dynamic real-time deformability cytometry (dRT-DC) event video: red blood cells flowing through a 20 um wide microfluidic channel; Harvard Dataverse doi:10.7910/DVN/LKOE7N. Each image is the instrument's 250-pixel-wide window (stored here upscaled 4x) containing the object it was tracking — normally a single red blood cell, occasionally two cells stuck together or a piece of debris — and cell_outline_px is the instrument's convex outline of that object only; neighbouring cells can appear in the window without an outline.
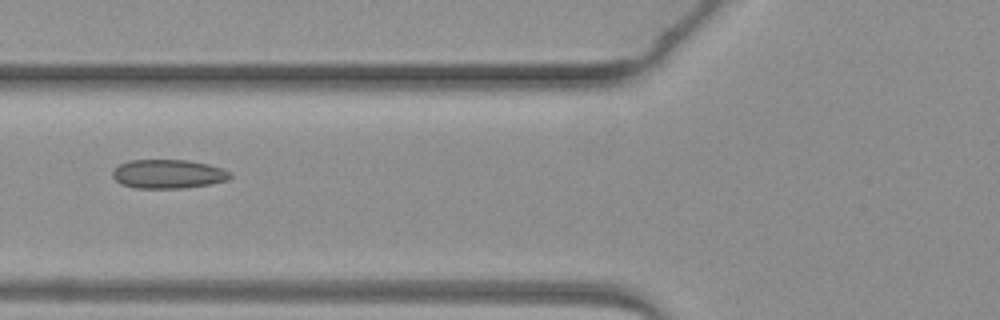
{"species": "common noctule bat (a hibernating species)", "species_latin": "Nyctalus noctula", "temperature_condition": "warm", "stored_images_in_passage": 2, "camera_frame_rate_fps": 3000, "um_per_image_px": 0.085, "animal": {"sex": "female", "body_mass_g": 19.3, "forearm_length_mm": 54.1}, "frame": {"image": 1, "passage_image": 2, "time_ms": 1.0, "image_size_px": [1000, 320], "cell_outline_px": [[232, 176], [228, 180], [212, 184], [184, 188], [136, 188], [120, 184], [112, 176], [112, 172], [120, 164], [128, 160], [188, 160], [208, 164], [232, 172]], "centroid_in_image_um": [14.31, 14.79], "position_along_channel_um": 111.5, "area_um2": 19.94}}